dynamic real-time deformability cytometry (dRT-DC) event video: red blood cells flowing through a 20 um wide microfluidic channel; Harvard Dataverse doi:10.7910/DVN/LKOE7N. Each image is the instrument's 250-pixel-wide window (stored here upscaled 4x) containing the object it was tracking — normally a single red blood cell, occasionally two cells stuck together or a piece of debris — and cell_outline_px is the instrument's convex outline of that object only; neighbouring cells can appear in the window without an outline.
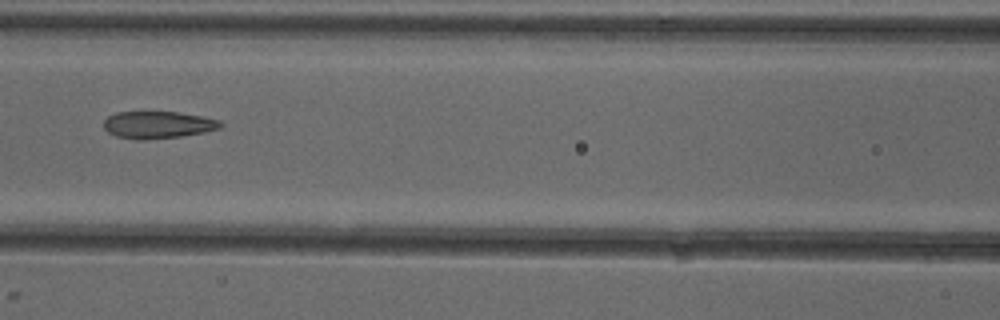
{"species": "common noctule bat (a hibernating species)", "species_latin": "Nyctalus noctula", "temperature_condition": "cold", "stored_images_in_passage": 7, "camera_frame_rate_fps": 3000, "um_per_image_px": 0.085, "animal": {"sex": "female"}, "frame": {"image": 1, "passage_image": 7, "time_ms": 7.0, "image_size_px": [1000, 320], "cell_outline_px": [[224, 124], [220, 128], [204, 132], [180, 136], [144, 140], [140, 140], [116, 136], [108, 132], [104, 128], [104, 120], [108, 116], [116, 112], [180, 112], [220, 120]], "centroid_in_image_um": [13.42, 10.61], "position_along_channel_um": 153.2, "area_um2": 18.44}}